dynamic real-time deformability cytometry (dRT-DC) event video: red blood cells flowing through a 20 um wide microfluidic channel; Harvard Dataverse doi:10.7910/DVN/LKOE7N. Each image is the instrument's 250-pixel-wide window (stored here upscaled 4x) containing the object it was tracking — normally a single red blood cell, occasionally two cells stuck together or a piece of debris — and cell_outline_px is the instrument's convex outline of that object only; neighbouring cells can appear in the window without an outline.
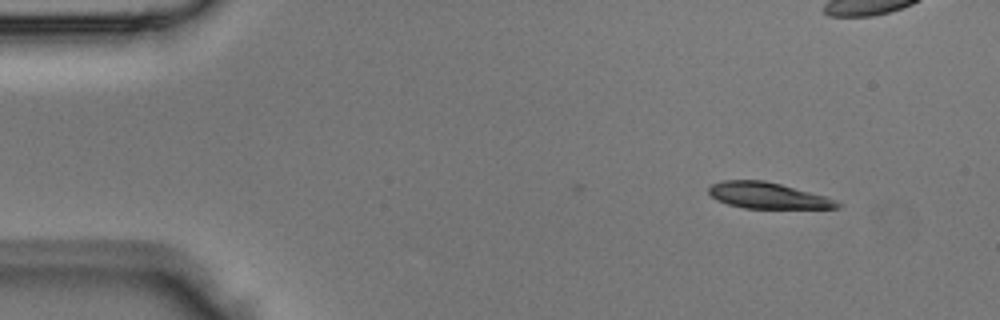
{"species": "Egyptian fruit bat (a non-hibernating species)", "species_latin": "Rousettus aegyptiacus", "temperature_condition": "room temperature", "stored_images_in_passage": 2, "camera_frame_rate_fps": 3000, "um_per_image_px": 0.085, "animal": {"sex": "male"}, "frame": {"image": 1, "passage_image": 2, "time_ms": 0.333, "image_size_px": [1000, 320], "cell_outline_px": [[840, 208], [744, 208], [728, 204], [716, 200], [708, 192], [708, 188], [712, 184], [724, 180], [764, 180], [780, 184], [824, 196], [836, 200], [840, 204]], "centroid_in_image_um": [65.22, 16.62], "position_along_channel_um": 19.8, "area_um2": 19.31}}